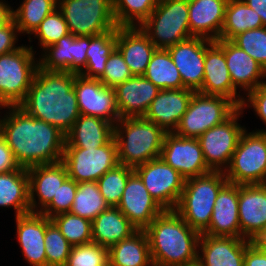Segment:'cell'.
Segmentation results:
<instances>
[{"label":"cell","instance_id":"40","mask_svg":"<svg viewBox=\"0 0 266 266\" xmlns=\"http://www.w3.org/2000/svg\"><path fill=\"white\" fill-rule=\"evenodd\" d=\"M51 220L56 224L61 234L72 246L93 242L92 221L71 212L55 215Z\"/></svg>","mask_w":266,"mask_h":266},{"label":"cell","instance_id":"53","mask_svg":"<svg viewBox=\"0 0 266 266\" xmlns=\"http://www.w3.org/2000/svg\"><path fill=\"white\" fill-rule=\"evenodd\" d=\"M251 9L260 15L263 26L266 27V0H243Z\"/></svg>","mask_w":266,"mask_h":266},{"label":"cell","instance_id":"11","mask_svg":"<svg viewBox=\"0 0 266 266\" xmlns=\"http://www.w3.org/2000/svg\"><path fill=\"white\" fill-rule=\"evenodd\" d=\"M62 162L70 179L77 183L97 182L119 164L114 137L97 148H64Z\"/></svg>","mask_w":266,"mask_h":266},{"label":"cell","instance_id":"22","mask_svg":"<svg viewBox=\"0 0 266 266\" xmlns=\"http://www.w3.org/2000/svg\"><path fill=\"white\" fill-rule=\"evenodd\" d=\"M214 42L224 51L233 86L241 89L243 95L266 82L265 69L231 40L218 39Z\"/></svg>","mask_w":266,"mask_h":266},{"label":"cell","instance_id":"29","mask_svg":"<svg viewBox=\"0 0 266 266\" xmlns=\"http://www.w3.org/2000/svg\"><path fill=\"white\" fill-rule=\"evenodd\" d=\"M114 137V125L102 118L79 115L65 134L64 148H97Z\"/></svg>","mask_w":266,"mask_h":266},{"label":"cell","instance_id":"42","mask_svg":"<svg viewBox=\"0 0 266 266\" xmlns=\"http://www.w3.org/2000/svg\"><path fill=\"white\" fill-rule=\"evenodd\" d=\"M46 266H65L72 245L61 234L60 229L51 221L45 231Z\"/></svg>","mask_w":266,"mask_h":266},{"label":"cell","instance_id":"51","mask_svg":"<svg viewBox=\"0 0 266 266\" xmlns=\"http://www.w3.org/2000/svg\"><path fill=\"white\" fill-rule=\"evenodd\" d=\"M244 266H266V248L252 242L245 250Z\"/></svg>","mask_w":266,"mask_h":266},{"label":"cell","instance_id":"46","mask_svg":"<svg viewBox=\"0 0 266 266\" xmlns=\"http://www.w3.org/2000/svg\"><path fill=\"white\" fill-rule=\"evenodd\" d=\"M76 191L77 182L68 178L59 187L56 195L53 196L51 203L41 212V214L51 219L55 215L70 212Z\"/></svg>","mask_w":266,"mask_h":266},{"label":"cell","instance_id":"36","mask_svg":"<svg viewBox=\"0 0 266 266\" xmlns=\"http://www.w3.org/2000/svg\"><path fill=\"white\" fill-rule=\"evenodd\" d=\"M57 8L58 0H23L17 9H13V19L19 34H28V40L32 42L30 35Z\"/></svg>","mask_w":266,"mask_h":266},{"label":"cell","instance_id":"57","mask_svg":"<svg viewBox=\"0 0 266 266\" xmlns=\"http://www.w3.org/2000/svg\"><path fill=\"white\" fill-rule=\"evenodd\" d=\"M0 110H3V106L0 104ZM1 112V111H0Z\"/></svg>","mask_w":266,"mask_h":266},{"label":"cell","instance_id":"23","mask_svg":"<svg viewBox=\"0 0 266 266\" xmlns=\"http://www.w3.org/2000/svg\"><path fill=\"white\" fill-rule=\"evenodd\" d=\"M52 220L41 213L15 217L17 242L22 256L30 266H46L45 231Z\"/></svg>","mask_w":266,"mask_h":266},{"label":"cell","instance_id":"2","mask_svg":"<svg viewBox=\"0 0 266 266\" xmlns=\"http://www.w3.org/2000/svg\"><path fill=\"white\" fill-rule=\"evenodd\" d=\"M74 82V72L38 67L25 99L18 106L66 134L80 115Z\"/></svg>","mask_w":266,"mask_h":266},{"label":"cell","instance_id":"1","mask_svg":"<svg viewBox=\"0 0 266 266\" xmlns=\"http://www.w3.org/2000/svg\"><path fill=\"white\" fill-rule=\"evenodd\" d=\"M0 133L22 168L62 161L65 134L56 126L27 114L19 106H4ZM7 111V112H6Z\"/></svg>","mask_w":266,"mask_h":266},{"label":"cell","instance_id":"9","mask_svg":"<svg viewBox=\"0 0 266 266\" xmlns=\"http://www.w3.org/2000/svg\"><path fill=\"white\" fill-rule=\"evenodd\" d=\"M69 33L94 36L117 30L112 0H58Z\"/></svg>","mask_w":266,"mask_h":266},{"label":"cell","instance_id":"19","mask_svg":"<svg viewBox=\"0 0 266 266\" xmlns=\"http://www.w3.org/2000/svg\"><path fill=\"white\" fill-rule=\"evenodd\" d=\"M252 242L245 238L200 234L197 262L201 266H244L245 250Z\"/></svg>","mask_w":266,"mask_h":266},{"label":"cell","instance_id":"10","mask_svg":"<svg viewBox=\"0 0 266 266\" xmlns=\"http://www.w3.org/2000/svg\"><path fill=\"white\" fill-rule=\"evenodd\" d=\"M237 109L238 107L226 97L194 92L174 133L181 137L197 139L213 126L223 123Z\"/></svg>","mask_w":266,"mask_h":266},{"label":"cell","instance_id":"50","mask_svg":"<svg viewBox=\"0 0 266 266\" xmlns=\"http://www.w3.org/2000/svg\"><path fill=\"white\" fill-rule=\"evenodd\" d=\"M89 36H75L73 40L74 73L79 74L86 66Z\"/></svg>","mask_w":266,"mask_h":266},{"label":"cell","instance_id":"39","mask_svg":"<svg viewBox=\"0 0 266 266\" xmlns=\"http://www.w3.org/2000/svg\"><path fill=\"white\" fill-rule=\"evenodd\" d=\"M160 0H112L118 27L140 26L153 12Z\"/></svg>","mask_w":266,"mask_h":266},{"label":"cell","instance_id":"21","mask_svg":"<svg viewBox=\"0 0 266 266\" xmlns=\"http://www.w3.org/2000/svg\"><path fill=\"white\" fill-rule=\"evenodd\" d=\"M167 50L180 73L183 88L198 92L204 78L205 38L190 37Z\"/></svg>","mask_w":266,"mask_h":266},{"label":"cell","instance_id":"26","mask_svg":"<svg viewBox=\"0 0 266 266\" xmlns=\"http://www.w3.org/2000/svg\"><path fill=\"white\" fill-rule=\"evenodd\" d=\"M121 118L143 117L160 89L144 76H133L115 87Z\"/></svg>","mask_w":266,"mask_h":266},{"label":"cell","instance_id":"25","mask_svg":"<svg viewBox=\"0 0 266 266\" xmlns=\"http://www.w3.org/2000/svg\"><path fill=\"white\" fill-rule=\"evenodd\" d=\"M238 197L239 185L227 182L217 194L209 227L202 234L240 238Z\"/></svg>","mask_w":266,"mask_h":266},{"label":"cell","instance_id":"43","mask_svg":"<svg viewBox=\"0 0 266 266\" xmlns=\"http://www.w3.org/2000/svg\"><path fill=\"white\" fill-rule=\"evenodd\" d=\"M33 34L32 37H36L39 40L38 46H40L42 51L68 35V26L62 12L57 8L47 15Z\"/></svg>","mask_w":266,"mask_h":266},{"label":"cell","instance_id":"44","mask_svg":"<svg viewBox=\"0 0 266 266\" xmlns=\"http://www.w3.org/2000/svg\"><path fill=\"white\" fill-rule=\"evenodd\" d=\"M109 249L91 242L72 246L65 266H107Z\"/></svg>","mask_w":266,"mask_h":266},{"label":"cell","instance_id":"33","mask_svg":"<svg viewBox=\"0 0 266 266\" xmlns=\"http://www.w3.org/2000/svg\"><path fill=\"white\" fill-rule=\"evenodd\" d=\"M263 27L260 15L243 0H228L225 21L219 39L232 40L247 30Z\"/></svg>","mask_w":266,"mask_h":266},{"label":"cell","instance_id":"41","mask_svg":"<svg viewBox=\"0 0 266 266\" xmlns=\"http://www.w3.org/2000/svg\"><path fill=\"white\" fill-rule=\"evenodd\" d=\"M133 172L134 168L118 164L116 167L106 172L97 180L100 193L109 206H118L121 201L127 180Z\"/></svg>","mask_w":266,"mask_h":266},{"label":"cell","instance_id":"52","mask_svg":"<svg viewBox=\"0 0 266 266\" xmlns=\"http://www.w3.org/2000/svg\"><path fill=\"white\" fill-rule=\"evenodd\" d=\"M20 166L15 161L12 150L0 133V173L17 170Z\"/></svg>","mask_w":266,"mask_h":266},{"label":"cell","instance_id":"14","mask_svg":"<svg viewBox=\"0 0 266 266\" xmlns=\"http://www.w3.org/2000/svg\"><path fill=\"white\" fill-rule=\"evenodd\" d=\"M81 115L102 118L113 125L120 119L115 88L105 86L99 79L75 73L73 86Z\"/></svg>","mask_w":266,"mask_h":266},{"label":"cell","instance_id":"24","mask_svg":"<svg viewBox=\"0 0 266 266\" xmlns=\"http://www.w3.org/2000/svg\"><path fill=\"white\" fill-rule=\"evenodd\" d=\"M194 92L187 88L160 90L143 117L166 132H174L187 111Z\"/></svg>","mask_w":266,"mask_h":266},{"label":"cell","instance_id":"3","mask_svg":"<svg viewBox=\"0 0 266 266\" xmlns=\"http://www.w3.org/2000/svg\"><path fill=\"white\" fill-rule=\"evenodd\" d=\"M145 232L153 266H183L197 262L200 233L175 210H164Z\"/></svg>","mask_w":266,"mask_h":266},{"label":"cell","instance_id":"8","mask_svg":"<svg viewBox=\"0 0 266 266\" xmlns=\"http://www.w3.org/2000/svg\"><path fill=\"white\" fill-rule=\"evenodd\" d=\"M255 130L248 133L245 129L240 136L231 162L224 171L229 183L266 184V131Z\"/></svg>","mask_w":266,"mask_h":266},{"label":"cell","instance_id":"35","mask_svg":"<svg viewBox=\"0 0 266 266\" xmlns=\"http://www.w3.org/2000/svg\"><path fill=\"white\" fill-rule=\"evenodd\" d=\"M160 90L183 88L180 73L167 49H156L143 75Z\"/></svg>","mask_w":266,"mask_h":266},{"label":"cell","instance_id":"47","mask_svg":"<svg viewBox=\"0 0 266 266\" xmlns=\"http://www.w3.org/2000/svg\"><path fill=\"white\" fill-rule=\"evenodd\" d=\"M133 77L128 65L125 63L121 53L115 49L109 56L104 74L99 80L108 87L115 88L118 84Z\"/></svg>","mask_w":266,"mask_h":266},{"label":"cell","instance_id":"49","mask_svg":"<svg viewBox=\"0 0 266 266\" xmlns=\"http://www.w3.org/2000/svg\"><path fill=\"white\" fill-rule=\"evenodd\" d=\"M19 35L14 19L6 26L0 27V55L10 53L20 47L16 44Z\"/></svg>","mask_w":266,"mask_h":266},{"label":"cell","instance_id":"48","mask_svg":"<svg viewBox=\"0 0 266 266\" xmlns=\"http://www.w3.org/2000/svg\"><path fill=\"white\" fill-rule=\"evenodd\" d=\"M251 107L255 111V115L266 125V82L244 96L240 108L244 111ZM260 131H266V129H260Z\"/></svg>","mask_w":266,"mask_h":266},{"label":"cell","instance_id":"31","mask_svg":"<svg viewBox=\"0 0 266 266\" xmlns=\"http://www.w3.org/2000/svg\"><path fill=\"white\" fill-rule=\"evenodd\" d=\"M0 207L13 208L15 217L30 213L29 179L26 168L0 173Z\"/></svg>","mask_w":266,"mask_h":266},{"label":"cell","instance_id":"4","mask_svg":"<svg viewBox=\"0 0 266 266\" xmlns=\"http://www.w3.org/2000/svg\"><path fill=\"white\" fill-rule=\"evenodd\" d=\"M166 133L144 117L121 118L114 125L119 164L135 168L160 158Z\"/></svg>","mask_w":266,"mask_h":266},{"label":"cell","instance_id":"27","mask_svg":"<svg viewBox=\"0 0 266 266\" xmlns=\"http://www.w3.org/2000/svg\"><path fill=\"white\" fill-rule=\"evenodd\" d=\"M228 0H188L189 29L193 37L217 41Z\"/></svg>","mask_w":266,"mask_h":266},{"label":"cell","instance_id":"37","mask_svg":"<svg viewBox=\"0 0 266 266\" xmlns=\"http://www.w3.org/2000/svg\"><path fill=\"white\" fill-rule=\"evenodd\" d=\"M109 207V204L100 193L97 182L77 183V191L70 210L71 213L93 221Z\"/></svg>","mask_w":266,"mask_h":266},{"label":"cell","instance_id":"30","mask_svg":"<svg viewBox=\"0 0 266 266\" xmlns=\"http://www.w3.org/2000/svg\"><path fill=\"white\" fill-rule=\"evenodd\" d=\"M137 230L117 207L110 206L92 221V241L109 249Z\"/></svg>","mask_w":266,"mask_h":266},{"label":"cell","instance_id":"16","mask_svg":"<svg viewBox=\"0 0 266 266\" xmlns=\"http://www.w3.org/2000/svg\"><path fill=\"white\" fill-rule=\"evenodd\" d=\"M207 95L223 96L240 108L244 95L233 86L226 65L224 51L214 42L205 39L203 85L198 91Z\"/></svg>","mask_w":266,"mask_h":266},{"label":"cell","instance_id":"45","mask_svg":"<svg viewBox=\"0 0 266 266\" xmlns=\"http://www.w3.org/2000/svg\"><path fill=\"white\" fill-rule=\"evenodd\" d=\"M266 71V27L247 30L231 40Z\"/></svg>","mask_w":266,"mask_h":266},{"label":"cell","instance_id":"12","mask_svg":"<svg viewBox=\"0 0 266 266\" xmlns=\"http://www.w3.org/2000/svg\"><path fill=\"white\" fill-rule=\"evenodd\" d=\"M242 114L243 110L238 108L223 123L213 126L197 138L211 171L224 172L228 168L240 136L246 129L238 123Z\"/></svg>","mask_w":266,"mask_h":266},{"label":"cell","instance_id":"15","mask_svg":"<svg viewBox=\"0 0 266 266\" xmlns=\"http://www.w3.org/2000/svg\"><path fill=\"white\" fill-rule=\"evenodd\" d=\"M160 157L185 179L211 172L196 138L181 137L174 132H167Z\"/></svg>","mask_w":266,"mask_h":266},{"label":"cell","instance_id":"32","mask_svg":"<svg viewBox=\"0 0 266 266\" xmlns=\"http://www.w3.org/2000/svg\"><path fill=\"white\" fill-rule=\"evenodd\" d=\"M111 266H153L149 240L145 230H137L130 237L109 248Z\"/></svg>","mask_w":266,"mask_h":266},{"label":"cell","instance_id":"17","mask_svg":"<svg viewBox=\"0 0 266 266\" xmlns=\"http://www.w3.org/2000/svg\"><path fill=\"white\" fill-rule=\"evenodd\" d=\"M240 238L257 241L266 231V184L239 185Z\"/></svg>","mask_w":266,"mask_h":266},{"label":"cell","instance_id":"6","mask_svg":"<svg viewBox=\"0 0 266 266\" xmlns=\"http://www.w3.org/2000/svg\"><path fill=\"white\" fill-rule=\"evenodd\" d=\"M188 0H160L139 26L157 49H168L193 37L189 29Z\"/></svg>","mask_w":266,"mask_h":266},{"label":"cell","instance_id":"28","mask_svg":"<svg viewBox=\"0 0 266 266\" xmlns=\"http://www.w3.org/2000/svg\"><path fill=\"white\" fill-rule=\"evenodd\" d=\"M133 76H143L157 49L139 26L117 27V46Z\"/></svg>","mask_w":266,"mask_h":266},{"label":"cell","instance_id":"56","mask_svg":"<svg viewBox=\"0 0 266 266\" xmlns=\"http://www.w3.org/2000/svg\"><path fill=\"white\" fill-rule=\"evenodd\" d=\"M183 266H201L198 262H194L192 264L183 265Z\"/></svg>","mask_w":266,"mask_h":266},{"label":"cell","instance_id":"20","mask_svg":"<svg viewBox=\"0 0 266 266\" xmlns=\"http://www.w3.org/2000/svg\"><path fill=\"white\" fill-rule=\"evenodd\" d=\"M30 210L41 213L52 201L59 187L69 178L62 161L32 166L27 169ZM37 199V201H36Z\"/></svg>","mask_w":266,"mask_h":266},{"label":"cell","instance_id":"34","mask_svg":"<svg viewBox=\"0 0 266 266\" xmlns=\"http://www.w3.org/2000/svg\"><path fill=\"white\" fill-rule=\"evenodd\" d=\"M116 46L117 30L89 36L86 66L79 74L87 78L99 79L104 74L106 62Z\"/></svg>","mask_w":266,"mask_h":266},{"label":"cell","instance_id":"38","mask_svg":"<svg viewBox=\"0 0 266 266\" xmlns=\"http://www.w3.org/2000/svg\"><path fill=\"white\" fill-rule=\"evenodd\" d=\"M69 33L55 44L46 47L38 57L39 68L49 71L74 72L73 40Z\"/></svg>","mask_w":266,"mask_h":266},{"label":"cell","instance_id":"18","mask_svg":"<svg viewBox=\"0 0 266 266\" xmlns=\"http://www.w3.org/2000/svg\"><path fill=\"white\" fill-rule=\"evenodd\" d=\"M117 208L138 229L145 230L164 209L149 194L134 171L128 178Z\"/></svg>","mask_w":266,"mask_h":266},{"label":"cell","instance_id":"5","mask_svg":"<svg viewBox=\"0 0 266 266\" xmlns=\"http://www.w3.org/2000/svg\"><path fill=\"white\" fill-rule=\"evenodd\" d=\"M227 182L221 171L185 179L175 211L191 228L202 234L209 227L217 194Z\"/></svg>","mask_w":266,"mask_h":266},{"label":"cell","instance_id":"7","mask_svg":"<svg viewBox=\"0 0 266 266\" xmlns=\"http://www.w3.org/2000/svg\"><path fill=\"white\" fill-rule=\"evenodd\" d=\"M33 45L0 55V104L18 106L26 97L39 67Z\"/></svg>","mask_w":266,"mask_h":266},{"label":"cell","instance_id":"13","mask_svg":"<svg viewBox=\"0 0 266 266\" xmlns=\"http://www.w3.org/2000/svg\"><path fill=\"white\" fill-rule=\"evenodd\" d=\"M149 194L164 210L177 207L185 178L161 157L134 168Z\"/></svg>","mask_w":266,"mask_h":266},{"label":"cell","instance_id":"54","mask_svg":"<svg viewBox=\"0 0 266 266\" xmlns=\"http://www.w3.org/2000/svg\"><path fill=\"white\" fill-rule=\"evenodd\" d=\"M13 9L7 1L0 0V27L6 26L13 19Z\"/></svg>","mask_w":266,"mask_h":266},{"label":"cell","instance_id":"55","mask_svg":"<svg viewBox=\"0 0 266 266\" xmlns=\"http://www.w3.org/2000/svg\"><path fill=\"white\" fill-rule=\"evenodd\" d=\"M256 242L260 246L266 248V231L261 235V237Z\"/></svg>","mask_w":266,"mask_h":266}]
</instances>
